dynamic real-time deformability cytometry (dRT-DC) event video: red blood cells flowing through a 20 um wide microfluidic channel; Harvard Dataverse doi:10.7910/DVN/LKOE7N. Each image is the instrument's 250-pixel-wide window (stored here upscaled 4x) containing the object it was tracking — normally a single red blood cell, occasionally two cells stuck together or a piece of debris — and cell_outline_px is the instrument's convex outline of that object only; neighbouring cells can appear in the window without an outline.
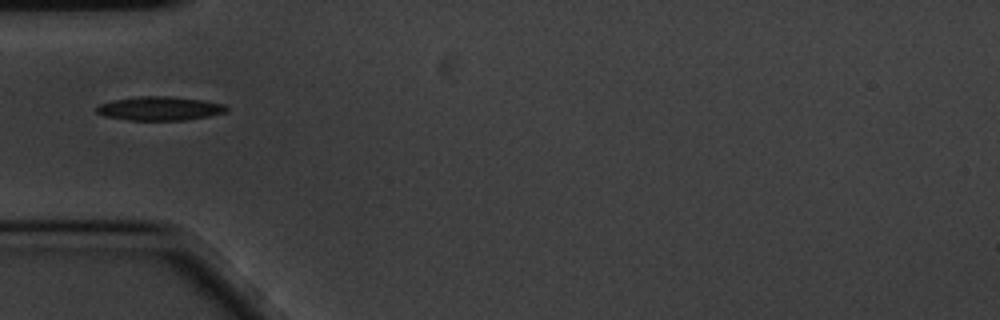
{"species": "common noctule bat (a hibernating species)", "species_latin": "Nyctalus noctula", "temperature_condition": "cold", "stored_images_in_passage": 41, "camera_frame_rate_fps": 3000, "um_per_image_px": 0.085, "animal": {"sex": "male", "body_mass_g": 20.1, "forearm_length_mm": 53.5}, "frame": {"image": 1, "passage_image": 1, "time_ms": 0.0, "image_size_px": [1000, 320], "cell_outline_px": [[228, 112], [208, 116], [184, 120], [128, 120], [104, 116], [96, 112], [96, 108], [100, 104], [112, 100], [140, 96], [164, 96], [200, 100], [224, 104], [228, 108]], "centroid_in_image_um": [13.56, 9.23], "position_along_channel_um": 71.4, "area_um2": 17.92}}
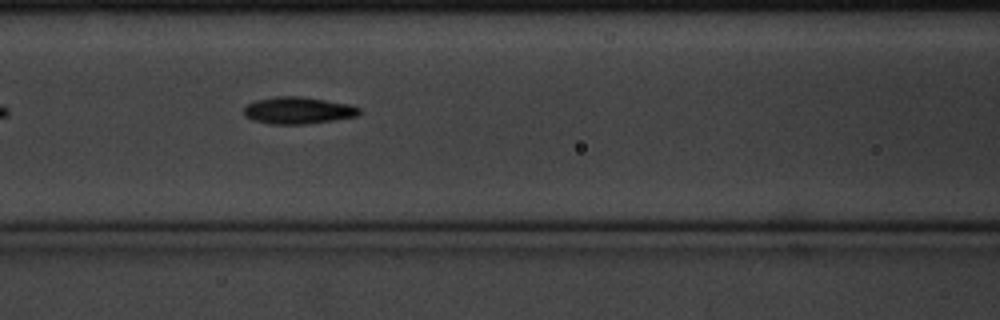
{"frame": {"image": 2, "passage_image": 7, "time_ms": 2.0, "image_size_px": [1000, 320], "cell_outline_px": [[360, 112], [356, 116], [332, 120], [304, 124], [272, 124], [252, 120], [244, 116], [244, 108], [248, 104], [256, 100], [276, 96], [300, 96], [348, 104], [360, 108]], "centroid_in_image_um": [25.29, 9.38], "position_along_channel_um": 141.3, "area_um2": 17.92}}
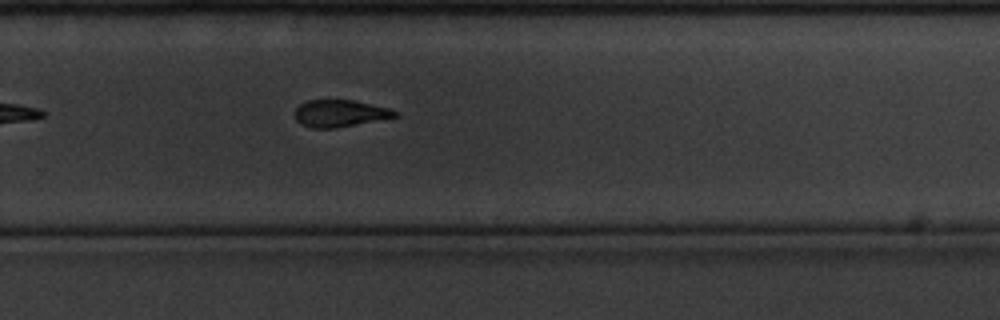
{"frame": {"image": 3, "passage_image": 21, "time_ms": 6.667, "image_size_px": [1000, 320], "cell_outline_px": [[400, 116], [336, 128], [312, 128], [300, 124], [296, 120], [296, 108], [300, 104], [308, 100], [352, 100], [392, 108], [400, 112]], "centroid_in_image_um": [28.95, 9.64], "position_along_channel_um": 300.9, "area_um2": 15.9}}